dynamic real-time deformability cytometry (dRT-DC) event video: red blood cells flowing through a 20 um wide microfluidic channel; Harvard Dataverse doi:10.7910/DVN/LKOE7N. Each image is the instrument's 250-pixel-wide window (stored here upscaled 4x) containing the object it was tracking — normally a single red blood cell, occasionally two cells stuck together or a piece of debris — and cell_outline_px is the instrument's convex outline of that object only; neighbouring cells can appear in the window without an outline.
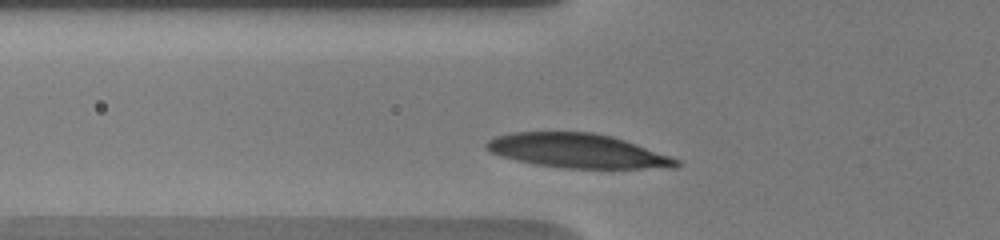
{"species": "human", "species_latin": "Homo sapiens", "temperature_condition": "warm", "stored_images_in_passage": 24, "camera_frame_rate_fps": 3000, "um_per_image_px": 0.085, "donor": {"sex": "male"}, "frame": {"image": 1, "passage_image": 2, "time_ms": 0.667, "image_size_px": [1000, 240], "cell_outline_px": [[680, 164], [676, 168], [564, 168], [536, 164], [516, 160], [500, 156], [484, 148], [484, 144], [488, 140], [496, 136], [512, 132], [592, 132], [612, 136], [636, 144], [680, 160]], "centroid_in_image_um": [49.07, 12.82], "position_along_channel_um": 76.7, "area_um2": 37.74}}
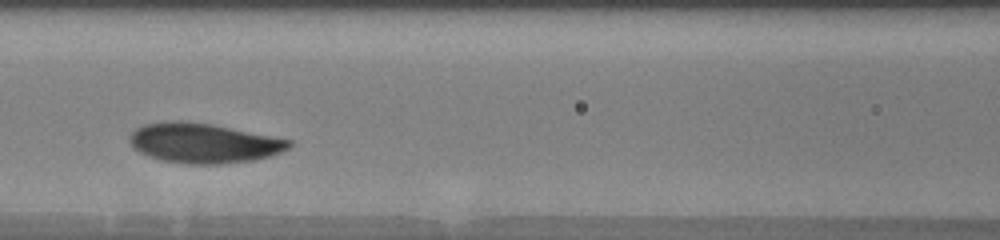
{"frame": {"image": 2, "passage_image": 8, "time_ms": 2.667, "image_size_px": [1000, 240], "cell_outline_px": [[292, 144], [288, 148], [272, 156], [252, 160], [220, 164], [188, 164], [164, 160], [148, 156], [132, 148], [128, 140], [128, 136], [136, 128], [144, 124], [164, 120], [180, 120], [212, 124], [292, 140]], "centroid_in_image_um": [17.26, 12.15], "position_along_channel_um": 149.3, "area_um2": 37.17}}
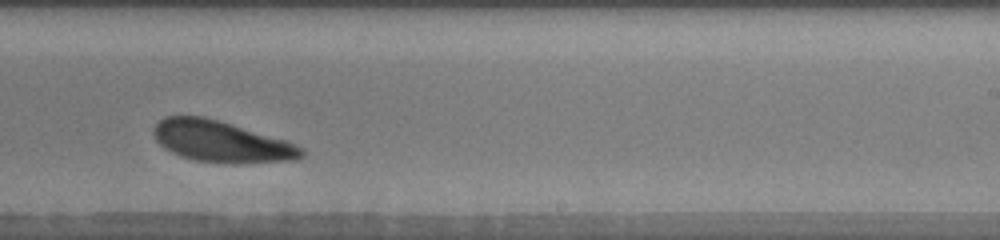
{"frame": {"image": 3, "passage_image": 19, "time_ms": 6.0, "image_size_px": [1000, 240], "cell_outline_px": [[304, 156], [296, 160], [244, 164], [224, 164], [196, 160], [180, 156], [164, 148], [152, 136], [152, 128], [164, 116], [204, 116], [288, 140], [304, 148]], "centroid_in_image_um": [18.84, 12.05], "position_along_channel_um": 270.2, "area_um2": 36.18}}